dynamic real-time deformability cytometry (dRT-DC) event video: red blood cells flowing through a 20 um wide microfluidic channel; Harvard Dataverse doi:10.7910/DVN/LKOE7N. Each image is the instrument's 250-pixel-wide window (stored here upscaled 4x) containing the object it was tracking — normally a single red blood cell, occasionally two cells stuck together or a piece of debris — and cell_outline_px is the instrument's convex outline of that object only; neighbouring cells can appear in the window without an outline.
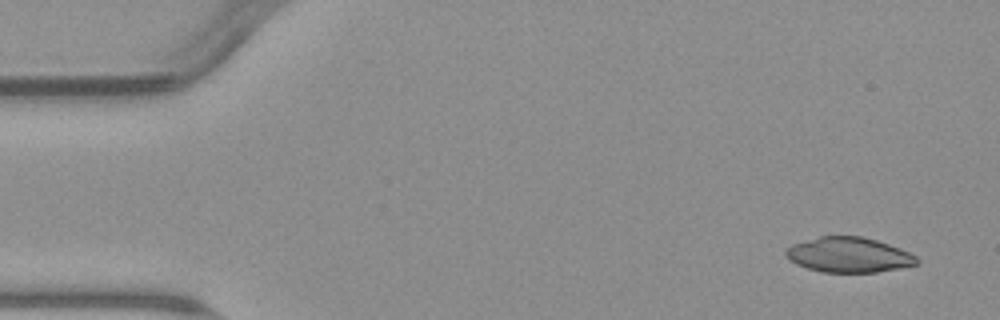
{"species": "common noctule bat (a hibernating species)", "species_latin": "Nyctalus noctula", "temperature_condition": "warm", "stored_images_in_passage": 4, "camera_frame_rate_fps": 3000, "um_per_image_px": 0.085, "animal": {"sex": "male", "body_mass_g": 23.1, "forearm_length_mm": 52.7}, "frame": {"image": 1, "passage_image": 1, "time_ms": 0.0, "image_size_px": [1000, 320], "cell_outline_px": [[920, 264], [876, 272], [824, 272], [808, 268], [796, 264], [784, 252], [792, 244], [820, 236], [864, 236], [900, 248], [916, 256], [920, 260]], "centroid_in_image_um": [72.18, 21.66], "position_along_channel_um": 12.8, "area_um2": 26.59}}